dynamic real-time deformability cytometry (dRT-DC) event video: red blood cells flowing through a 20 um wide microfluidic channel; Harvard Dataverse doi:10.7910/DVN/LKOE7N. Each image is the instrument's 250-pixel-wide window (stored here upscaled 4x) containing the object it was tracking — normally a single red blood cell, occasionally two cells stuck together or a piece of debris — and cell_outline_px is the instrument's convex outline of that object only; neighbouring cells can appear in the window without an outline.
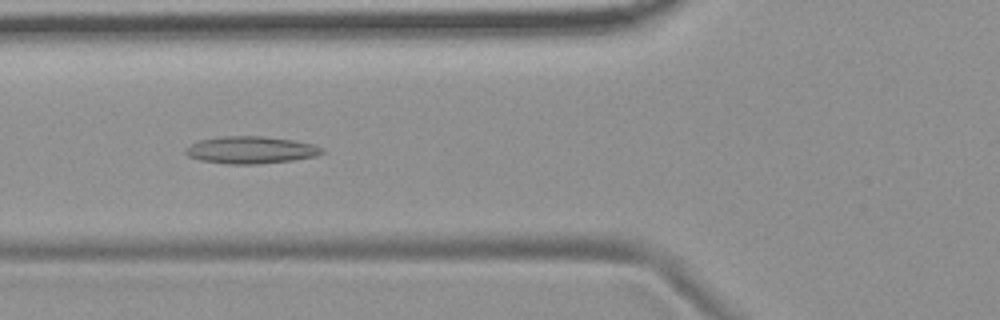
{"species": "common noctule bat (a hibernating species)", "species_latin": "Nyctalus noctula", "temperature_condition": "room temperature", "stored_images_in_passage": 44, "camera_frame_rate_fps": 3000, "um_per_image_px": 0.085, "animal": {"sex": "female", "body_mass_g": 19.9}, "frame": {"image": 1, "passage_image": 10, "time_ms": 3.0, "image_size_px": [1000, 320], "cell_outline_px": [[324, 152], [316, 156], [292, 160], [256, 164], [224, 164], [200, 160], [188, 156], [184, 152], [184, 148], [200, 140], [224, 136], [260, 136], [292, 140], [316, 144], [324, 148]], "centroid_in_image_um": [21.32, 12.75], "position_along_channel_um": 104.5, "area_um2": 21.68}}
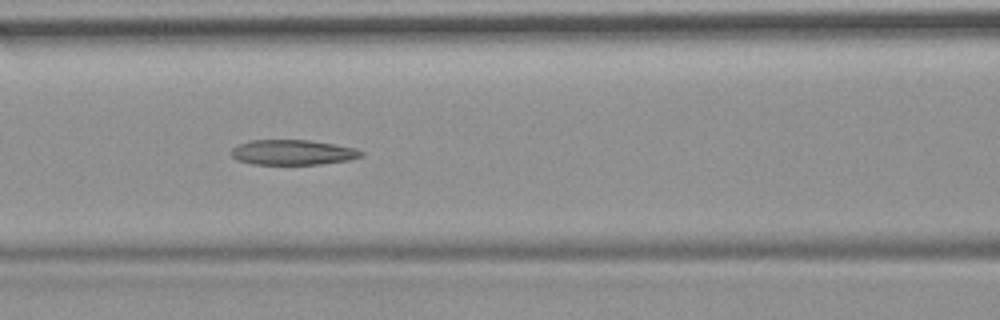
{"frame": {"image": 2, "passage_image": 13, "time_ms": 4.0, "image_size_px": [1000, 320], "cell_outline_px": [[364, 156], [348, 160], [320, 164], [252, 164], [236, 160], [232, 156], [232, 148], [248, 140], [308, 140], [336, 144], [356, 148], [364, 152]], "centroid_in_image_um": [24.91, 12.95], "position_along_channel_um": 141.7, "area_um2": 19.07}}
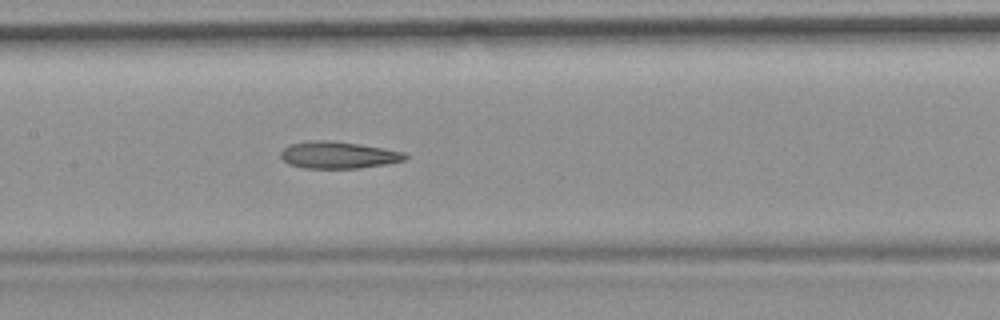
{"frame": {"image": 3, "passage_image": 16, "time_ms": 5.0, "image_size_px": [1000, 320], "cell_outline_px": [[408, 156], [404, 160], [384, 164], [360, 168], [304, 168], [288, 164], [280, 156], [280, 152], [288, 144], [308, 140], [328, 140], [384, 148], [404, 152]], "centroid_in_image_um": [28.7, 13.17], "position_along_channel_um": 178.7, "area_um2": 19.48}, "authors_computed_cell_mechanics": {"area_um2": 20.0277, "velocity_mm_per_s": 3.7018, "shape_relaxation_time_tau1_ms": null, "shape_relaxation_time_tau2_ms": 6.8254, "deformation_change_tau1": null, "deformation_change_tau2": 0.1924}}